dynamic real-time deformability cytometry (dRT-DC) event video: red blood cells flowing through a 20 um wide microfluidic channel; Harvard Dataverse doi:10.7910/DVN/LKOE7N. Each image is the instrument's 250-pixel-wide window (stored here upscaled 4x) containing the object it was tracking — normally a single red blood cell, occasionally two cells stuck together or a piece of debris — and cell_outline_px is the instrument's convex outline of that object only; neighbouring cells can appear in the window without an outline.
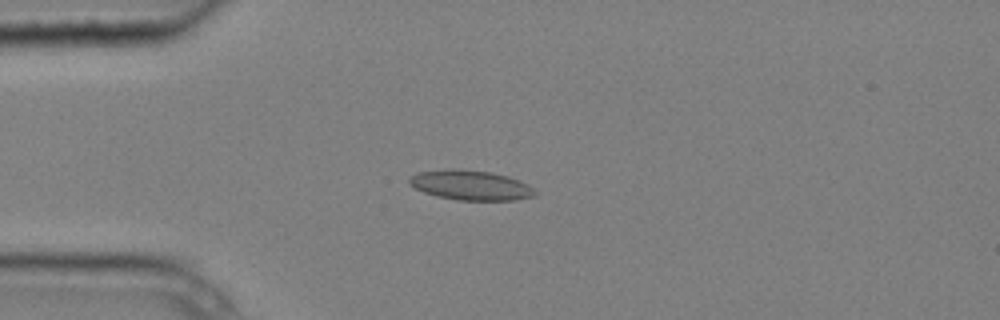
{"species": "common noctule bat (a hibernating species)", "species_latin": "Nyctalus noctula", "temperature_condition": "cold", "stored_images_in_passage": 5, "camera_frame_rate_fps": 3000, "um_per_image_px": 0.085, "animal": {"sex": "male", "body_mass_g": 20.4}, "frame": {"image": 1, "passage_image": 3, "time_ms": 0.667, "image_size_px": [1000, 320], "cell_outline_px": [[536, 192], [532, 196], [516, 200], [456, 200], [436, 196], [424, 192], [408, 184], [408, 176], [416, 172], [452, 168], [492, 172], [508, 176], [528, 184]], "centroid_in_image_um": [39.94, 15.73], "position_along_channel_um": 45.1, "area_um2": 21.96}}
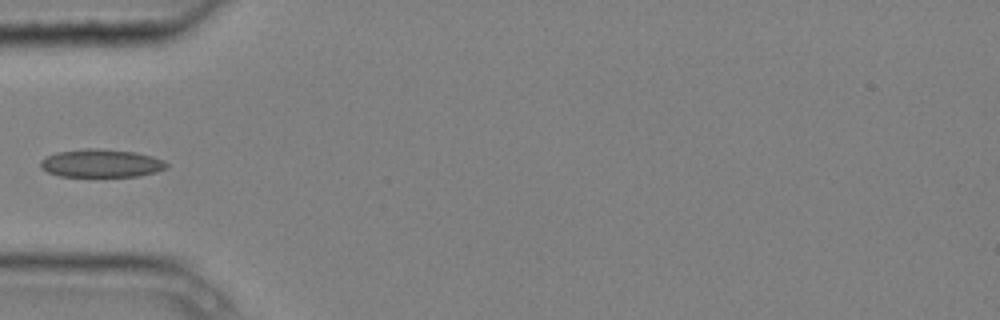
{"frame": {"image": 2, "passage_image": 4, "time_ms": 1.0, "image_size_px": [1000, 320], "cell_outline_px": [[168, 164], [164, 168], [156, 172], [136, 176], [60, 176], [48, 172], [40, 168], [40, 160], [56, 152], [84, 148], [100, 148], [136, 152], [152, 156], [164, 160]], "centroid_in_image_um": [8.58, 13.86], "position_along_channel_um": 76.4, "area_um2": 20.63}}
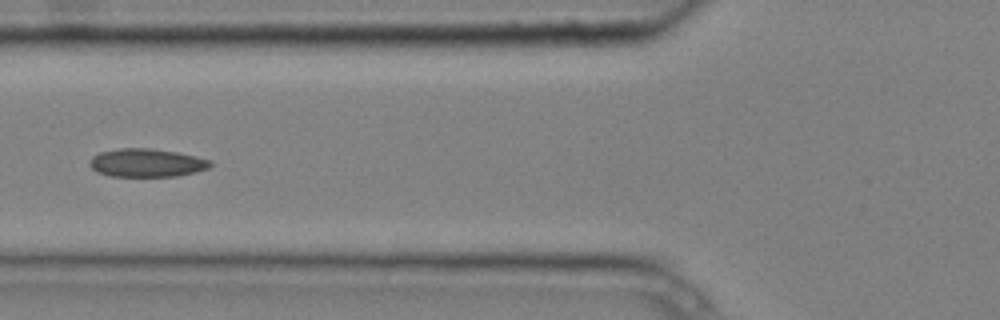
{"frame": {"image": 3, "passage_image": 5, "time_ms": 1.333, "image_size_px": [1000, 320], "cell_outline_px": [[212, 164], [208, 168], [196, 172], [176, 176], [108, 176], [96, 172], [88, 164], [88, 160], [92, 156], [100, 152], [116, 148], [152, 148], [176, 152], [196, 156], [212, 160]], "centroid_in_image_um": [12.43, 13.83], "position_along_channel_um": 113.4, "area_um2": 20.11}}